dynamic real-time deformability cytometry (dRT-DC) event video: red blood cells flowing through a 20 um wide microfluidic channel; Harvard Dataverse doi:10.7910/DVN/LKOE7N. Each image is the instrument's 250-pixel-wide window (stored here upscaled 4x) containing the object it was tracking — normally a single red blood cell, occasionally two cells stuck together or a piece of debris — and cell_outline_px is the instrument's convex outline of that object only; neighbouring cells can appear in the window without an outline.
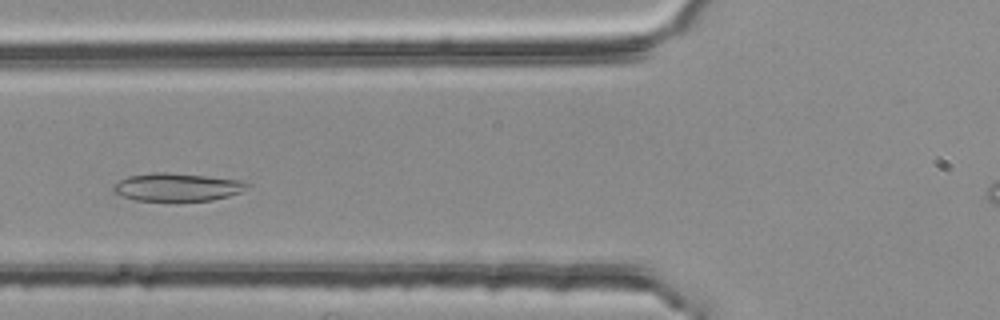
{"species": "common noctule bat (a hibernating species)", "species_latin": "Nyctalus noctula", "temperature_condition": "room temperature", "stored_images_in_passage": 4, "camera_frame_rate_fps": 3000, "um_per_image_px": 0.085, "animal": {"sex": "female", "body_mass_g": 25.1}, "frame": {"image": 1, "passage_image": 4, "time_ms": 1.0, "image_size_px": [1000, 320], "cell_outline_px": [[252, 184], [240, 192], [228, 196], [212, 200], [136, 200], [120, 196], [112, 192], [112, 188], [120, 180], [128, 176], [152, 172], [168, 172], [208, 176], [240, 180]], "centroid_in_image_um": [15.04, 15.89], "position_along_channel_um": 110.8, "area_um2": 21.73}}